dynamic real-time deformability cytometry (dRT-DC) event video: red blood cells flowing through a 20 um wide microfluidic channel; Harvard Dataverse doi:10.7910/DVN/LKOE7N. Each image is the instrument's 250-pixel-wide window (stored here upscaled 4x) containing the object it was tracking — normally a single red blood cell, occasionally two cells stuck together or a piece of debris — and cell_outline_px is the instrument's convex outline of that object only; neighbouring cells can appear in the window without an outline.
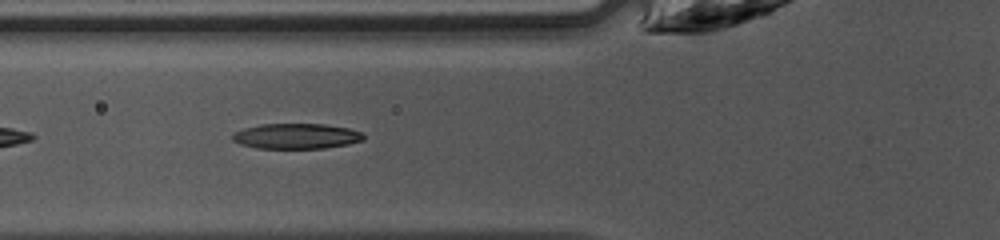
{"species": "common noctule bat (a hibernating species)", "species_latin": "Nyctalus noctula", "temperature_condition": "warm", "stored_images_in_passage": 38, "camera_frame_rate_fps": 3000, "um_per_image_px": 0.085, "animal": {"sex": "female", "body_mass_g": 10.0, "forearm_length_mm": 53.1}, "frame": {"image": 1, "passage_image": 10, "time_ms": 3.0, "image_size_px": [1000, 240], "cell_outline_px": [[364, 140], [348, 144], [324, 148], [256, 148], [240, 144], [232, 140], [232, 132], [244, 128], [260, 124], [324, 124], [348, 128], [364, 132]], "centroid_in_image_um": [25.18, 11.57], "position_along_channel_um": 100.6, "area_um2": 19.48}}
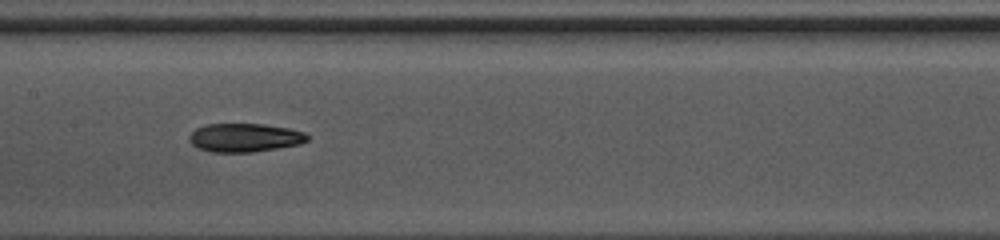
{"frame": {"image": 2, "passage_image": 16, "time_ms": 5.0, "image_size_px": [1000, 240], "cell_outline_px": [[308, 140], [300, 144], [252, 152], [212, 152], [200, 148], [192, 144], [188, 140], [188, 136], [196, 128], [204, 124], [264, 124], [288, 128], [304, 132], [308, 136]], "centroid_in_image_um": [20.78, 11.69], "position_along_channel_um": 186.6, "area_um2": 19.59}}
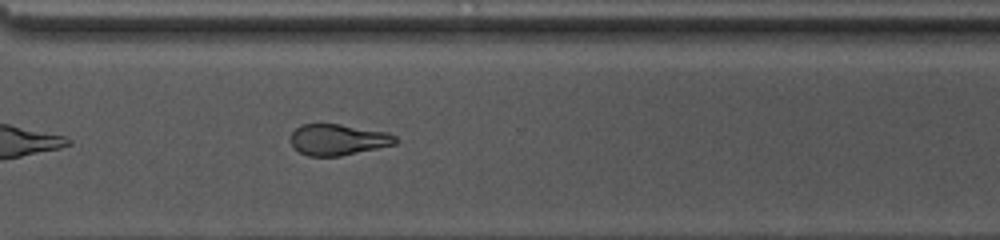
{"frame": {"image": 3, "passage_image": 27, "time_ms": 8.667, "image_size_px": [1000, 240], "cell_outline_px": [[400, 140], [396, 144], [340, 156], [308, 156], [300, 152], [292, 144], [292, 132], [300, 124], [340, 124], [388, 132], [396, 136]], "centroid_in_image_um": [28.78, 11.86], "position_along_channel_um": 341.8, "area_um2": 18.96}, "authors_computed_cell_mechanics": {"area_um2": 19.652, "velocity_mm_per_s": 4.2463, "shape_relaxation_time_tau1_ms": 5.7412, "shape_relaxation_time_tau2_ms": 4.7407, "deformation_change_tau1": 0.1783, "deformation_change_tau2": 0.1517}}